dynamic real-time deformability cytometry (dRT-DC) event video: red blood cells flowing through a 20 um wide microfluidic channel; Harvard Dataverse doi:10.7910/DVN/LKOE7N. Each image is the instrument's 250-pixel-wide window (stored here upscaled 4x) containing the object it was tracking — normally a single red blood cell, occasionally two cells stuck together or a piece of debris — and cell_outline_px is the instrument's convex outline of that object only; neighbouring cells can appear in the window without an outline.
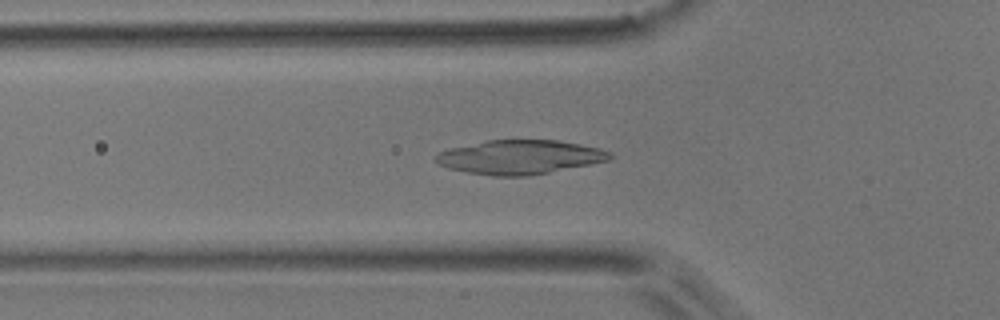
{"species": "common noctule bat (a hibernating species)", "species_latin": "Nyctalus noctula", "temperature_condition": "room temperature", "stored_images_in_passage": 43, "camera_frame_rate_fps": 3000, "um_per_image_px": 0.085, "animal": {"sex": "male", "body_mass_g": 17.9}, "frame": {"image": 1, "passage_image": 13, "time_ms": 4.0, "image_size_px": [1000, 320], "cell_outline_px": [[612, 156], [608, 160], [528, 176], [492, 176], [468, 172], [448, 168], [440, 164], [436, 160], [436, 156], [440, 152], [448, 148], [488, 140], [556, 140], [580, 144], [600, 148], [612, 152]], "centroid_in_image_um": [44.18, 13.34], "position_along_channel_um": 81.6, "area_um2": 34.22}}
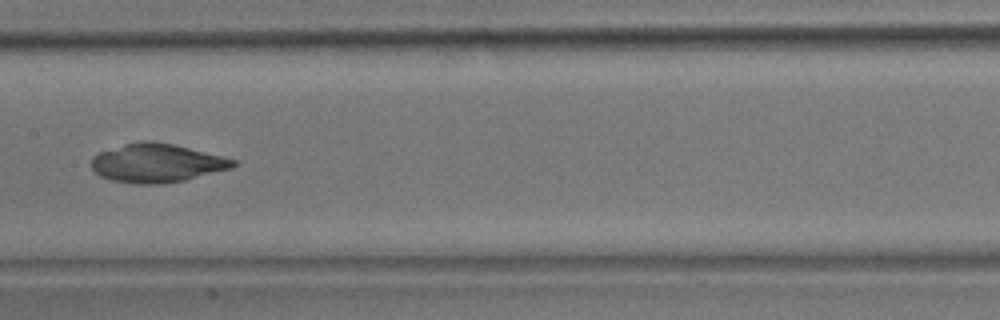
{"frame": {"image": 2, "passage_image": 22, "time_ms": 7.0, "image_size_px": [1000, 320], "cell_outline_px": [[236, 164], [232, 168], [184, 180], [160, 184], [136, 184], [108, 180], [100, 176], [92, 168], [92, 156], [100, 152], [124, 144], [144, 140], [172, 144], [236, 160]], "centroid_in_image_um": [13.28, 13.87], "position_along_channel_um": 194.1, "area_um2": 31.56}}
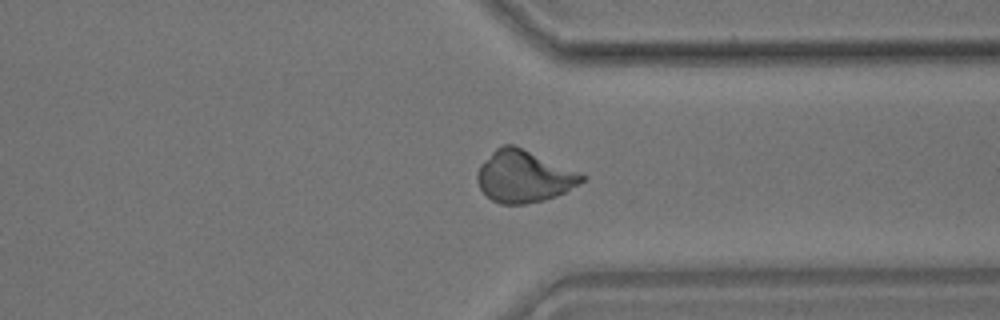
{"frame": {"image": 3, "passage_image": 36, "time_ms": 11.667, "image_size_px": [1000, 320], "cell_outline_px": [[588, 180], [556, 196], [544, 200], [524, 204], [500, 204], [492, 200], [480, 188], [476, 180], [476, 172], [480, 164], [496, 148], [504, 144], [512, 144], [588, 176]], "centroid_in_image_um": [44.53, 15.01], "position_along_channel_um": 366.9, "area_um2": 31.5}}